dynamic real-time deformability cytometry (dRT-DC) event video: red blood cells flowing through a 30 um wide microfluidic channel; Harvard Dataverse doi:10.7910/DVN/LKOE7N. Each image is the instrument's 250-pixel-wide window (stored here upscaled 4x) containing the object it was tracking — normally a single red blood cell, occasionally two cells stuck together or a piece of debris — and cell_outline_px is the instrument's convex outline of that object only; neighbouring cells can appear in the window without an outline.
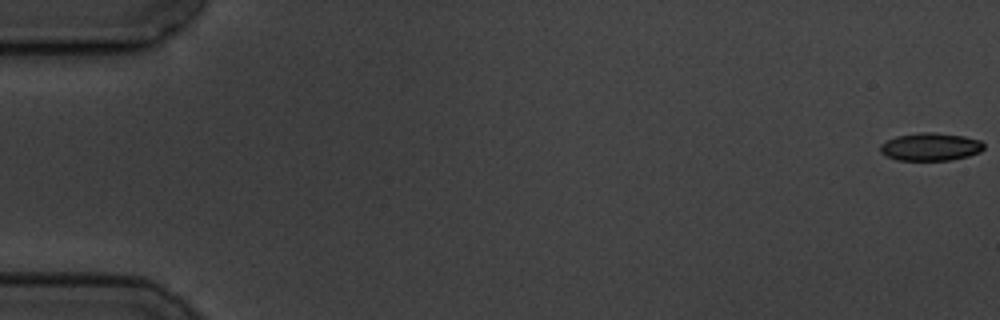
{"species": "common noctule bat (a hibernating species)", "species_latin": "Nyctalus noctula", "temperature_condition": "cold", "stored_images_in_passage": 6, "camera_frame_rate_fps": 3000, "um_per_image_px": 0.085, "animal": {"sex": "male", "body_mass_g": 19.5, "forearm_length_mm": 54.6}, "frame": {"image": 1, "passage_image": 1, "time_ms": 0.0, "image_size_px": [1000, 320], "cell_outline_px": [[984, 148], [980, 152], [968, 156], [952, 160], [896, 160], [884, 156], [880, 152], [880, 144], [896, 136], [920, 132], [936, 132], [964, 136], [980, 140], [984, 144]], "centroid_in_image_um": [79.08, 12.48], "position_along_channel_um": 5.9, "area_um2": 16.99}}
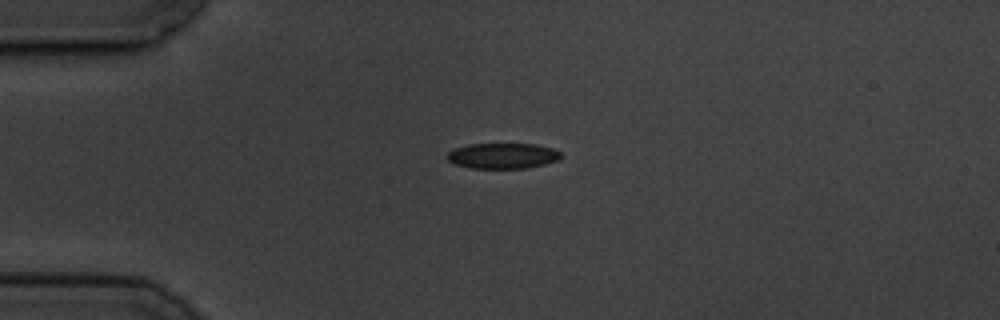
{"frame": {"image": 2, "passage_image": 5, "time_ms": 4.667, "image_size_px": [1000, 320], "cell_outline_px": [[560, 160], [544, 164], [524, 168], [472, 168], [456, 164], [448, 160], [444, 156], [448, 152], [456, 148], [468, 144], [536, 144], [552, 148], [560, 152]], "centroid_in_image_um": [42.72, 13.24], "position_along_channel_um": 42.3, "area_um2": 16.88}}